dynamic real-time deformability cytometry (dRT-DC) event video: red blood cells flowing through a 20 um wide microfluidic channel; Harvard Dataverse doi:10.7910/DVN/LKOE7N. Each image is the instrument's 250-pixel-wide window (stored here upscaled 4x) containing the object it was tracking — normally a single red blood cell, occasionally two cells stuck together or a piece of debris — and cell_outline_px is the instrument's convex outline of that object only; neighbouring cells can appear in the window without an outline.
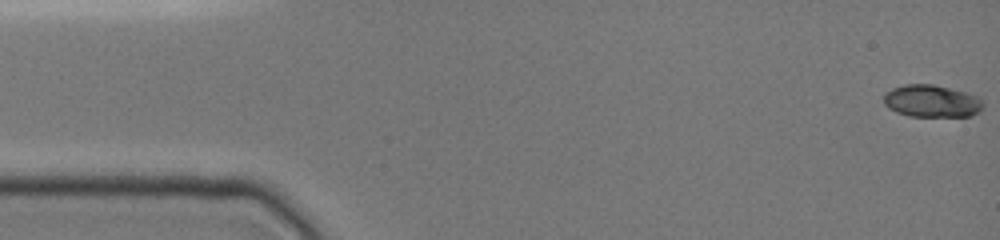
{"species": "common noctule bat (a hibernating species)", "species_latin": "Nyctalus noctula", "temperature_condition": "cold", "stored_images_in_passage": 24, "camera_frame_rate_fps": 3000, "um_per_image_px": 0.085, "animal": {"sex": "female", "body_mass_g": 19.0, "forearm_length_mm": 51.5}, "frame": {"image": 1, "passage_image": 1, "time_ms": 0.0, "image_size_px": [1000, 240], "cell_outline_px": [[984, 104], [980, 112], [972, 116], [908, 116], [896, 112], [888, 108], [884, 104], [884, 92], [892, 88], [904, 84], [932, 84], [980, 96]], "centroid_in_image_um": [79.19, 8.59], "position_along_channel_um": 5.8, "area_um2": 18.9}}
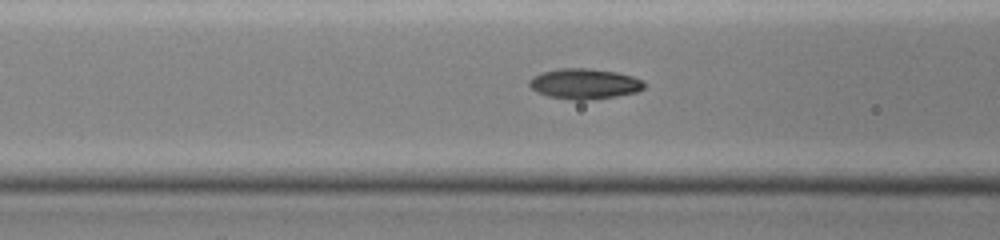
{"frame": {"image": 2, "passage_image": 14, "time_ms": 6.0, "image_size_px": [1000, 240], "cell_outline_px": [[644, 88], [636, 92], [616, 96], [584, 100], [572, 100], [548, 96], [536, 92], [528, 84], [528, 80], [532, 76], [544, 72], [560, 68], [588, 68], [616, 72], [632, 76], [644, 80]], "centroid_in_image_um": [49.66, 7.12], "position_along_channel_um": 116.9, "area_um2": 20.35}}
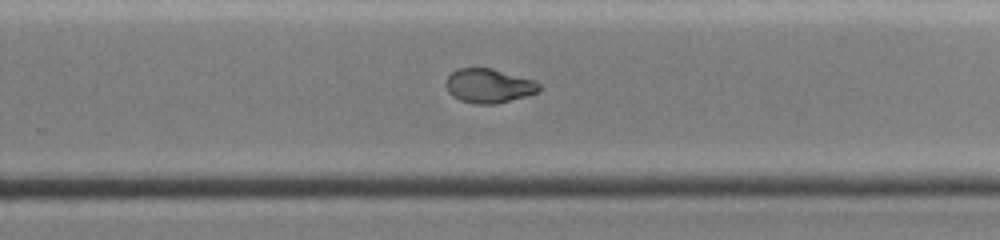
{"frame": {"image": 3, "passage_image": 24, "time_ms": 10.333, "image_size_px": [1000, 240], "cell_outline_px": [[544, 88], [540, 92], [496, 104], [476, 104], [460, 100], [452, 96], [448, 92], [444, 84], [448, 76], [452, 72], [460, 68], [492, 68], [536, 80]], "centroid_in_image_um": [41.58, 7.29], "position_along_channel_um": 288.2, "area_um2": 18.9}}